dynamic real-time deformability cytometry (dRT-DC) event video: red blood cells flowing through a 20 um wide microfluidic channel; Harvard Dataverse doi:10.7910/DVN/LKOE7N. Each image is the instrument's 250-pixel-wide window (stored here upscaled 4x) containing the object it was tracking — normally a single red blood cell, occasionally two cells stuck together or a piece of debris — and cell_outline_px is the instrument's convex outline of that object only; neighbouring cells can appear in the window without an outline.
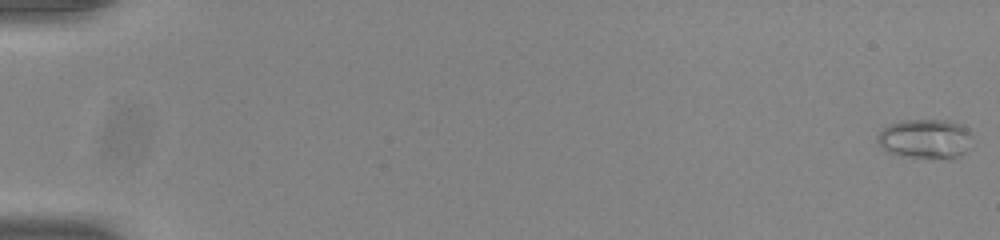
{"species": "common noctule bat (a hibernating species)", "species_latin": "Nyctalus noctula", "temperature_condition": "room temperature", "stored_images_in_passage": 17, "camera_frame_rate_fps": 3000, "um_per_image_px": 0.085, "animal": {"sex": "male", "body_mass_g": 20.0, "forearm_length_mm": 53.3}, "frame": {"image": 1, "passage_image": 1, "time_ms": 0.0, "image_size_px": [1000, 240], "cell_outline_px": [[972, 148], [964, 156], [952, 160], [948, 160], [900, 156], [888, 152], [880, 148], [876, 140], [876, 136], [888, 124], [904, 120], [952, 120], [964, 124], [972, 132]], "centroid_in_image_um": [78.75, 11.83], "position_along_channel_um": 6.3, "area_um2": 23.12}}
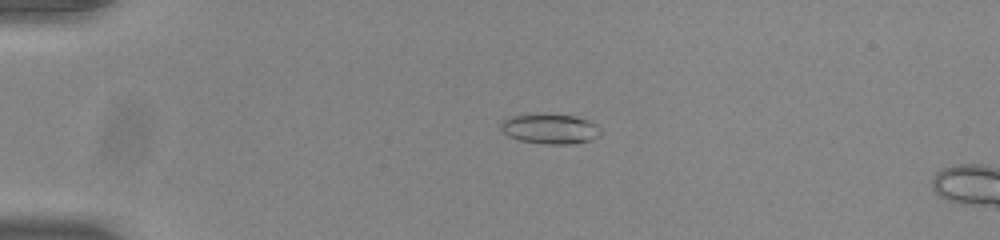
{"frame": {"image": 2, "passage_image": 14, "time_ms": 4.333, "image_size_px": [1000, 240], "cell_outline_px": [[604, 132], [600, 136], [592, 140], [576, 144], [544, 144], [520, 140], [508, 136], [500, 128], [500, 124], [504, 120], [512, 116], [536, 112], [576, 116], [588, 120], [596, 124]], "centroid_in_image_um": [46.8, 10.94], "position_along_channel_um": 38.2, "area_um2": 18.03}}